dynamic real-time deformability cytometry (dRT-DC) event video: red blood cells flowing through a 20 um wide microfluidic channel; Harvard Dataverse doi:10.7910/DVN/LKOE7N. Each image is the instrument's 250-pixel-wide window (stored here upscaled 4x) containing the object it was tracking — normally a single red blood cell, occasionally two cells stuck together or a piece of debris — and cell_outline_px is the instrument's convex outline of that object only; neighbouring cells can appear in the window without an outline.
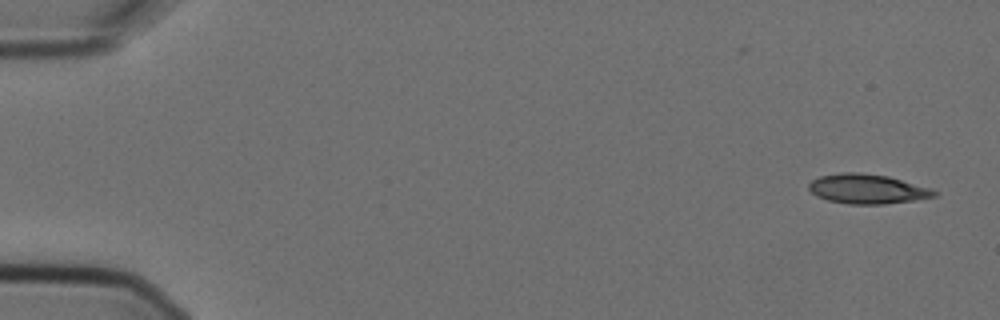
{"species": "Egyptian fruit bat (a non-hibernating species)", "species_latin": "Rousettus aegyptiacus", "temperature_condition": "cold", "stored_images_in_passage": 6, "camera_frame_rate_fps": 3000, "um_per_image_px": 0.085, "animal": {"sex": "female"}, "frame": {"image": 1, "passage_image": 1, "time_ms": 0.0, "image_size_px": [1000, 320], "cell_outline_px": [[936, 196], [912, 200], [884, 204], [848, 204], [828, 200], [816, 196], [808, 188], [808, 184], [812, 180], [820, 176], [840, 172], [860, 172], [888, 176], [932, 188], [936, 192]], "centroid_in_image_um": [73.7, 16.05], "position_along_channel_um": 11.3, "area_um2": 21.62}}